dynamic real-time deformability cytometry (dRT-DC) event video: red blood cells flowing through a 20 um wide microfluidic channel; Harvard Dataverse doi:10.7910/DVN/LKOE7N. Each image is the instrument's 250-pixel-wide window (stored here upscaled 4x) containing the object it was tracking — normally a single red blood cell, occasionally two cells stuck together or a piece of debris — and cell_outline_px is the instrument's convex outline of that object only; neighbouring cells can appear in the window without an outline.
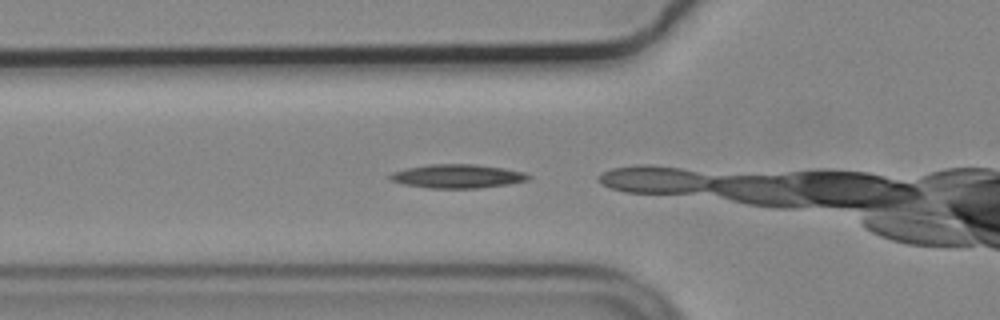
{"species": "common noctule bat (a hibernating species)", "species_latin": "Nyctalus noctula", "temperature_condition": "cold", "stored_images_in_passage": 3, "camera_frame_rate_fps": 3000, "um_per_image_px": 0.085, "animal": {"sex": "male", "body_mass_g": 19.2, "forearm_length_mm": 51.8}, "frame": {"image": 1, "passage_image": 2, "time_ms": 0.333, "image_size_px": [1000, 320], "cell_outline_px": [[532, 176], [528, 180], [508, 184], [476, 188], [428, 188], [404, 184], [388, 180], [388, 176], [392, 172], [408, 168], [428, 164], [476, 164], [504, 168], [524, 172]], "centroid_in_image_um": [38.87, 14.97], "position_along_channel_um": 86.9, "area_um2": 19.19}}